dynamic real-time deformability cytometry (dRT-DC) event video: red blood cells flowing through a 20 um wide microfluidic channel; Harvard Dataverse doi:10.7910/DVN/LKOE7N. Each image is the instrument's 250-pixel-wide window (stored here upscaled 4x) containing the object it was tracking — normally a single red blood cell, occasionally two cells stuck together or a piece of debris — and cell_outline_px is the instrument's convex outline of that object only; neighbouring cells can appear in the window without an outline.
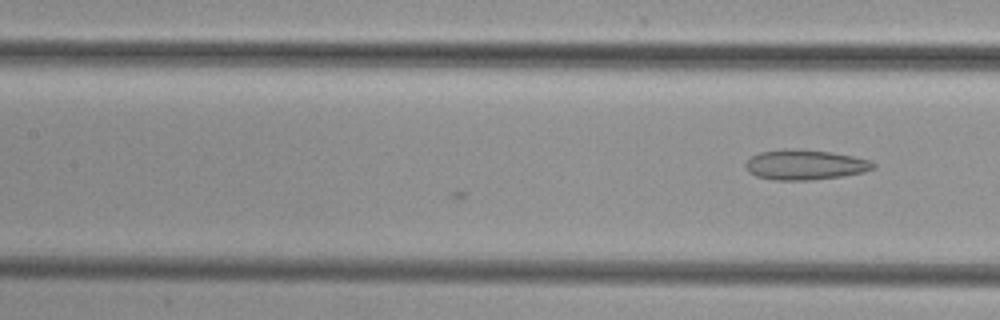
{"species": "common noctule bat (a hibernating species)", "species_latin": "Nyctalus noctula", "temperature_condition": "cold", "stored_images_in_passage": 6, "camera_frame_rate_fps": 3000, "um_per_image_px": 0.085, "animal": {"sex": "female", "body_mass_g": 29.2, "forearm_length_mm": 56.3}, "frame": {"image": 1, "passage_image": 6, "time_ms": 1.667, "image_size_px": [1000, 320], "cell_outline_px": [[876, 168], [864, 172], [840, 176], [812, 180], [776, 180], [756, 176], [748, 172], [744, 164], [752, 156], [760, 152], [784, 148], [792, 148], [832, 152], [852, 156], [868, 160], [876, 164]], "centroid_in_image_um": [68.41, 14.0], "position_along_channel_um": 139.0, "area_um2": 22.43}}